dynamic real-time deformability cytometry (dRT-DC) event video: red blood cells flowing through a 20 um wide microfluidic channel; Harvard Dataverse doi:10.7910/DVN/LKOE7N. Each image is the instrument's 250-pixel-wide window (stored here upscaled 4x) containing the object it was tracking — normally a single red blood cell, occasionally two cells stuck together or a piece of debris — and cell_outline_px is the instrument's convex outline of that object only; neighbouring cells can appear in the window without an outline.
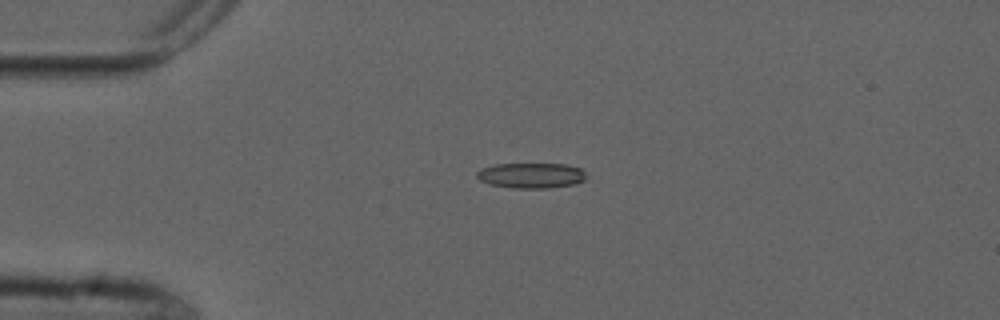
{"species": "common noctule bat (a hibernating species)", "species_latin": "Nyctalus noctula", "temperature_condition": "cold", "stored_images_in_passage": 6, "camera_frame_rate_fps": 3000, "um_per_image_px": 0.085, "animal": {"sex": "male", "forearm_length_mm": 52.5}, "frame": {"image": 1, "passage_image": 4, "time_ms": 3.333, "image_size_px": [1000, 320], "cell_outline_px": [[584, 180], [576, 184], [548, 188], [512, 188], [492, 184], [480, 180], [476, 176], [476, 172], [480, 168], [492, 164], [564, 164], [580, 168], [584, 172]], "centroid_in_image_um": [45.12, 14.91], "position_along_channel_um": 39.9, "area_um2": 16.13}}
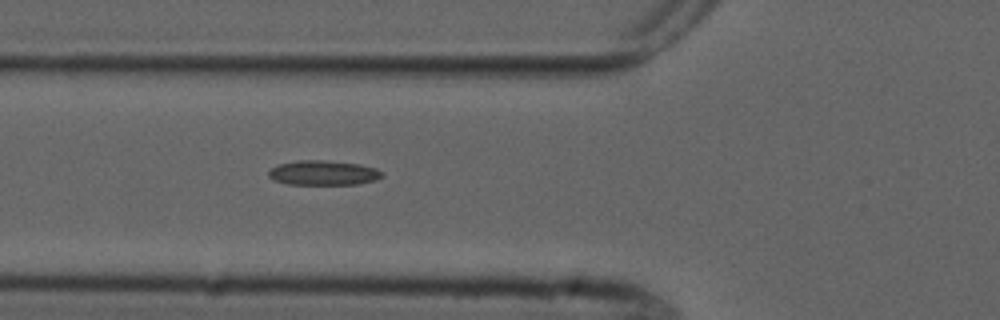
{"frame": {"image": 2, "passage_image": 6, "time_ms": 5.667, "image_size_px": [1000, 320], "cell_outline_px": [[384, 176], [376, 180], [356, 184], [288, 184], [276, 180], [268, 176], [268, 172], [272, 168], [280, 164], [296, 160], [324, 160], [360, 164], [376, 168], [384, 172]], "centroid_in_image_um": [27.53, 14.68], "position_along_channel_um": 98.3, "area_um2": 16.3}}